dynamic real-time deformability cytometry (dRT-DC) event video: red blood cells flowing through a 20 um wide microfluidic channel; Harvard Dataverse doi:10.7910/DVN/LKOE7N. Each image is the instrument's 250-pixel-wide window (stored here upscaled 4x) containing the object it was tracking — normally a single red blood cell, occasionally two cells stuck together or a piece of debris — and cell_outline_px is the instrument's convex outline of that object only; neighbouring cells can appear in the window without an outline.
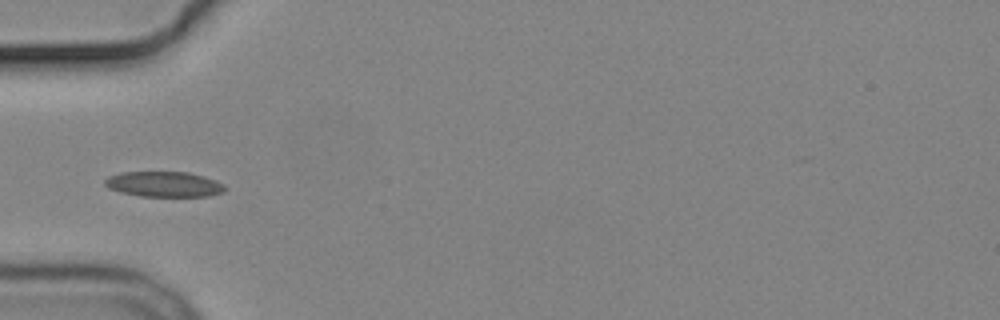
{"species": "common noctule bat (a hibernating species)", "species_latin": "Nyctalus noctula", "temperature_condition": "cold", "stored_images_in_passage": 7, "camera_frame_rate_fps": 3000, "um_per_image_px": 0.085, "animal": {"sex": "male", "body_mass_g": 19.2, "forearm_length_mm": 51.8}, "frame": {"image": 1, "passage_image": 6, "time_ms": 6.0, "image_size_px": [1000, 320], "cell_outline_px": [[228, 188], [224, 192], [208, 196], [140, 196], [120, 192], [108, 188], [104, 184], [104, 180], [108, 176], [120, 172], [188, 172], [204, 176], [216, 180], [224, 184]], "centroid_in_image_um": [13.95, 15.65], "position_along_channel_um": 71.0, "area_um2": 17.92}}
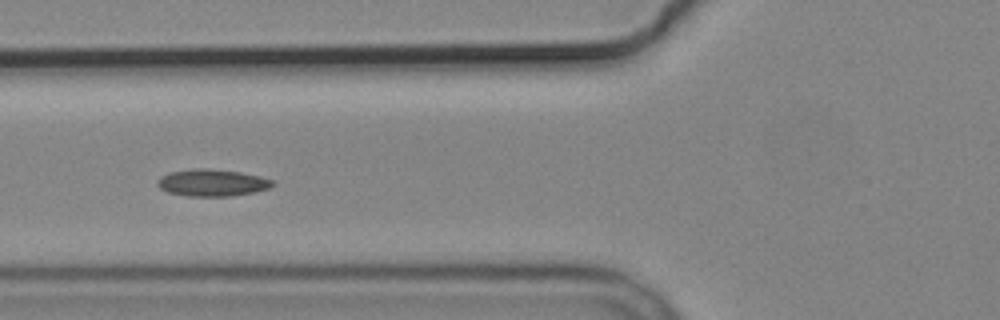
{"frame": {"image": 2, "passage_image": 7, "time_ms": 7.0, "image_size_px": [1000, 320], "cell_outline_px": [[276, 184], [268, 188], [256, 192], [232, 196], [188, 196], [168, 192], [160, 188], [156, 184], [156, 180], [160, 176], [168, 172], [192, 168], [204, 168], [240, 172], [260, 176], [272, 180]], "centroid_in_image_um": [18.01, 15.53], "position_along_channel_um": 107.8, "area_um2": 18.26}}